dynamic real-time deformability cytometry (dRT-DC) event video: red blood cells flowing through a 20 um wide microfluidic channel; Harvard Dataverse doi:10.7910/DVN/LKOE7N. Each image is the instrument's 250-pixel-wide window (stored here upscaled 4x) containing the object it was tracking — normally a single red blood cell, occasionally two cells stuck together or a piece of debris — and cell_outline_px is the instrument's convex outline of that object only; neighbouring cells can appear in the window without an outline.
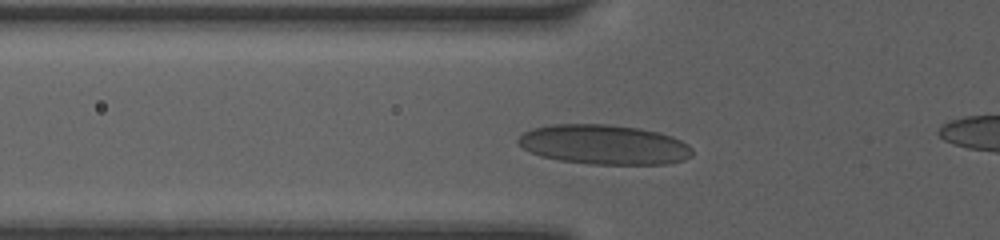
{"species": "human", "species_latin": "Homo sapiens", "temperature_condition": "room temperature", "stored_images_in_passage": 11, "camera_frame_rate_fps": 3000, "um_per_image_px": 0.085, "donor": {"sex": "female"}, "frame": {"image": 1, "passage_image": 2, "time_ms": 0.333, "image_size_px": [1000, 240], "cell_outline_px": [[692, 156], [684, 160], [668, 164], [588, 164], [560, 160], [540, 156], [528, 152], [516, 140], [524, 132], [532, 128], [552, 124], [608, 124], [640, 128], [672, 136], [688, 144], [692, 148]], "centroid_in_image_um": [51.34, 12.29], "position_along_channel_um": 74.5, "area_um2": 40.46}}
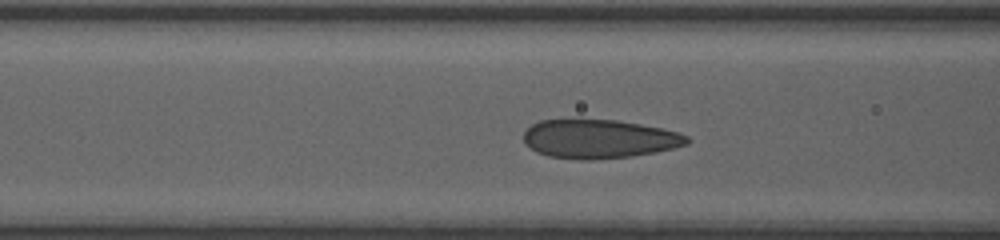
{"frame": {"image": 2, "passage_image": 5, "time_ms": 1.333, "image_size_px": [1000, 240], "cell_outline_px": [[692, 140], [688, 144], [656, 152], [632, 156], [592, 160], [580, 160], [548, 156], [536, 152], [524, 144], [524, 132], [532, 124], [540, 120], [616, 120], [640, 124], [660, 128], [676, 132], [688, 136]], "centroid_in_image_um": [50.91, 11.82], "position_along_channel_um": 115.7, "area_um2": 36.93}}
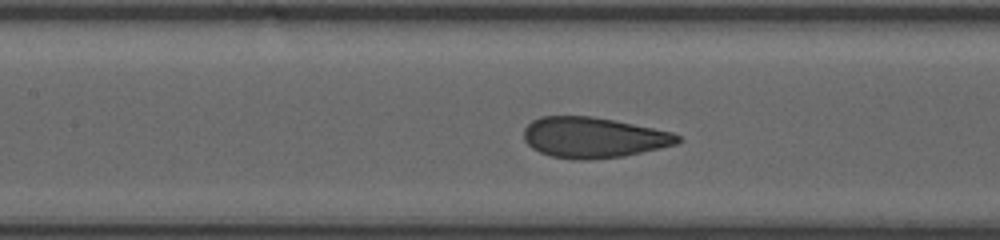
{"frame": {"image": 3, "passage_image": 8, "time_ms": 2.333, "image_size_px": [1000, 240], "cell_outline_px": [[684, 140], [676, 144], [660, 148], [624, 156], [588, 160], [576, 160], [552, 156], [540, 152], [532, 148], [524, 140], [524, 128], [532, 120], [540, 116], [592, 116], [616, 120], [672, 132], [680, 136]], "centroid_in_image_um": [50.45, 11.68], "position_along_channel_um": 157.0, "area_um2": 36.59}}